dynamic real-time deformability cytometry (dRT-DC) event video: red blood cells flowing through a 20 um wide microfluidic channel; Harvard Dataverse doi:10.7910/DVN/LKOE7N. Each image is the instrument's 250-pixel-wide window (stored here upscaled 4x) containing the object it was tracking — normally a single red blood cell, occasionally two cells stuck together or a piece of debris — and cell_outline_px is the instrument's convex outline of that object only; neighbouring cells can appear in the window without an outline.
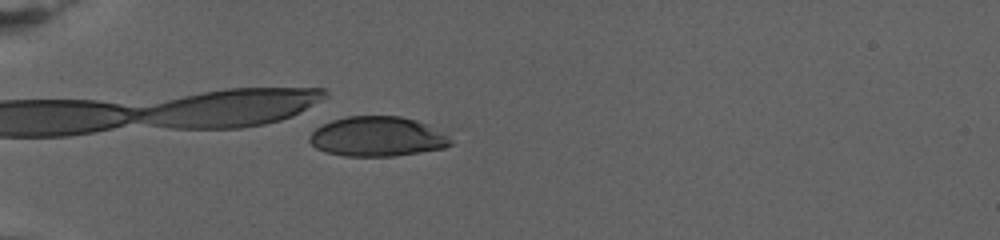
{"species": "human", "species_latin": "Homo sapiens", "temperature_condition": "warm", "stored_images_in_passage": 75, "camera_frame_rate_fps": 3000, "um_per_image_px": 0.085, "donor": {"sex": "female"}, "frame": {"image": 1, "passage_image": 22, "time_ms": 7.0, "image_size_px": [1000, 240], "cell_outline_px": [[452, 144], [444, 148], [392, 156], [344, 156], [324, 152], [316, 148], [308, 140], [308, 136], [316, 128], [332, 120], [348, 116], [400, 116], [416, 120], [448, 136], [452, 140]], "centroid_in_image_um": [32.02, 11.61], "position_along_channel_um": 53.0, "area_um2": 32.48}}
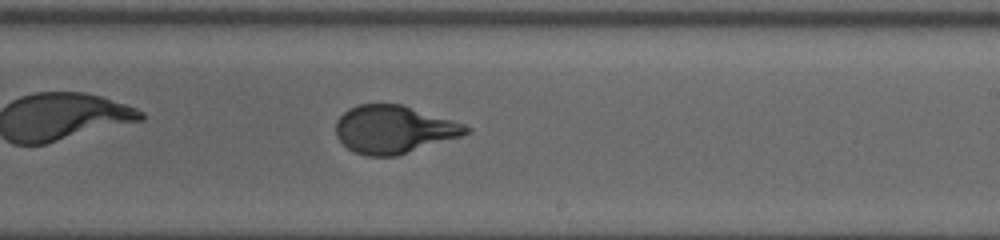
{"frame": {"image": 2, "passage_image": 47, "time_ms": 15.333, "image_size_px": [1000, 240], "cell_outline_px": [[472, 128], [468, 132], [460, 136], [396, 156], [364, 156], [348, 148], [336, 136], [336, 120], [348, 108], [360, 104], [400, 104], [464, 124]], "centroid_in_image_um": [33.43, 11.0], "position_along_channel_um": 255.6, "area_um2": 35.84}}
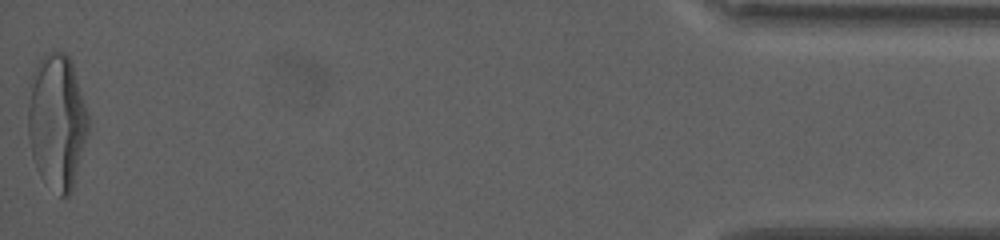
{"frame": {"image": 3, "passage_image": 75, "time_ms": 24.667, "image_size_px": [1000, 240], "cell_outline_px": [[88, 132], [72, 192], [68, 196], [60, 196], [40, 176], [36, 168], [32, 156], [28, 136], [28, 108], [32, 72], [40, 60], [44, 56], [52, 52], [64, 52], [68, 56], [72, 64], [88, 112]], "centroid_in_image_um": [4.84, 10.36], "position_along_channel_um": 430.4, "area_um2": 47.22}, "authors_computed_cell_mechanics": {"area_um2": 36.4718, "velocity_mm_per_s": 2.7333, "shape_relaxation_time_tau1_ms": 6.5003, "shape_relaxation_time_tau2_ms": null, "deformation_change_tau1": 0.2414, "deformation_change_tau2": null}}